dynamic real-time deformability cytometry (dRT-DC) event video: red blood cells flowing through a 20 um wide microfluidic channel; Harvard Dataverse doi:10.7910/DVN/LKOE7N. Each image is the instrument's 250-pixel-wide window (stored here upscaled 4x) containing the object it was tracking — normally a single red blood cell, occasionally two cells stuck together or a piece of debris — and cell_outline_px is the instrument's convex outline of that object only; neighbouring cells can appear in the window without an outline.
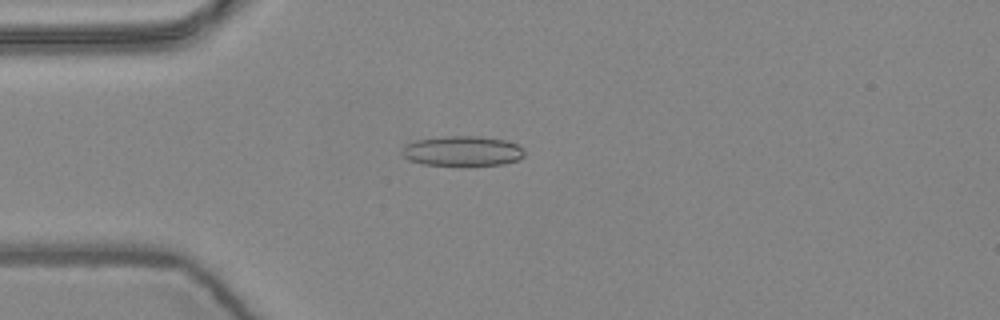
{"species": "common noctule bat (a hibernating species)", "species_latin": "Nyctalus noctula", "temperature_condition": "warm", "stored_images_in_passage": 5, "camera_frame_rate_fps": 3000, "um_per_image_px": 0.085, "animal": {"sex": "female", "body_mass_g": 24.6, "forearm_length_mm": 56.2}, "frame": {"image": 1, "passage_image": 5, "time_ms": 1.333, "image_size_px": [1000, 320], "cell_outline_px": [[524, 156], [516, 160], [500, 164], [468, 168], [424, 164], [408, 160], [400, 152], [408, 144], [416, 140], [444, 136], [480, 136], [504, 140], [516, 144], [524, 152]], "centroid_in_image_um": [39.29, 12.88], "position_along_channel_um": 45.7, "area_um2": 21.91}}